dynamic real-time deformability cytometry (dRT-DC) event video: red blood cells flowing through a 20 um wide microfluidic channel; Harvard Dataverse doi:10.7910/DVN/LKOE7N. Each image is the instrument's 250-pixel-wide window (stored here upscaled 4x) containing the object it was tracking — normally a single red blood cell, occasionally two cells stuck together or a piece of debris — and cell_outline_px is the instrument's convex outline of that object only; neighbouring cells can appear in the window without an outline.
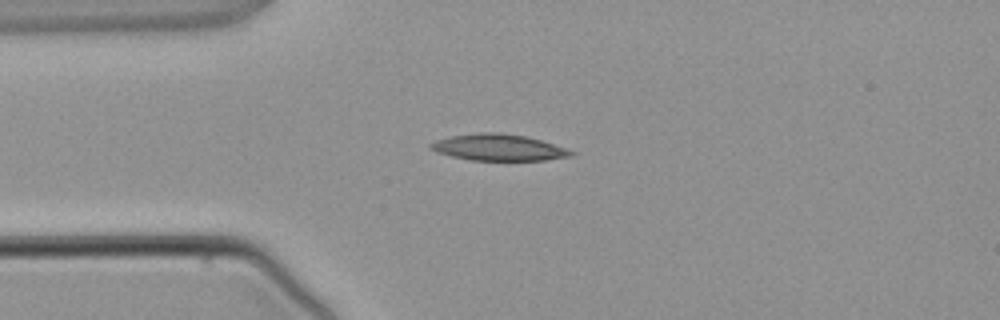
{"species": "common noctule bat (a hibernating species)", "species_latin": "Nyctalus noctula", "temperature_condition": "warm", "stored_images_in_passage": 2, "camera_frame_rate_fps": 3000, "um_per_image_px": 0.085, "animal": {"sex": "male", "body_mass_g": 21.5, "forearm_length_mm": 52.0}, "frame": {"image": 1, "passage_image": 1, "time_ms": 0.0, "image_size_px": [1000, 320], "cell_outline_px": [[576, 152], [572, 156], [544, 160], [468, 160], [436, 152], [428, 148], [428, 144], [436, 140], [452, 136], [480, 132], [496, 132], [524, 136], [540, 140]], "centroid_in_image_um": [42.32, 12.54], "position_along_channel_um": 42.7, "area_um2": 21.44}}
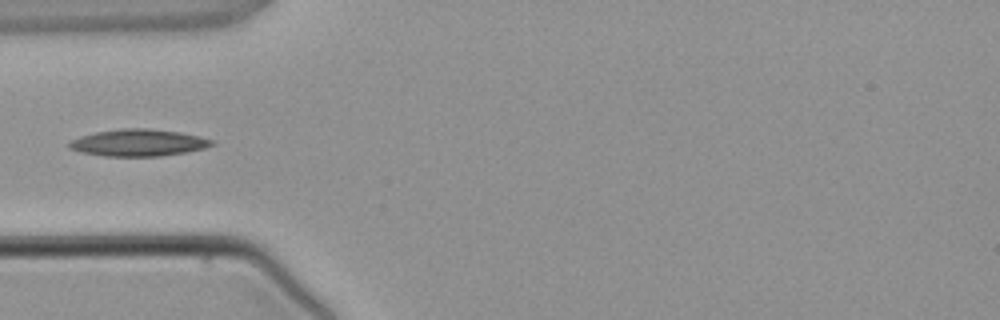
{"frame": {"image": 2, "passage_image": 2, "time_ms": 1.0, "image_size_px": [1000, 320], "cell_outline_px": [[216, 144], [204, 148], [184, 152], [160, 156], [104, 156], [80, 152], [68, 148], [68, 144], [72, 140], [80, 136], [96, 132], [120, 128], [148, 128], [180, 132], [212, 140]], "centroid_in_image_um": [11.72, 12.13], "position_along_channel_um": 73.3, "area_um2": 22.25}}